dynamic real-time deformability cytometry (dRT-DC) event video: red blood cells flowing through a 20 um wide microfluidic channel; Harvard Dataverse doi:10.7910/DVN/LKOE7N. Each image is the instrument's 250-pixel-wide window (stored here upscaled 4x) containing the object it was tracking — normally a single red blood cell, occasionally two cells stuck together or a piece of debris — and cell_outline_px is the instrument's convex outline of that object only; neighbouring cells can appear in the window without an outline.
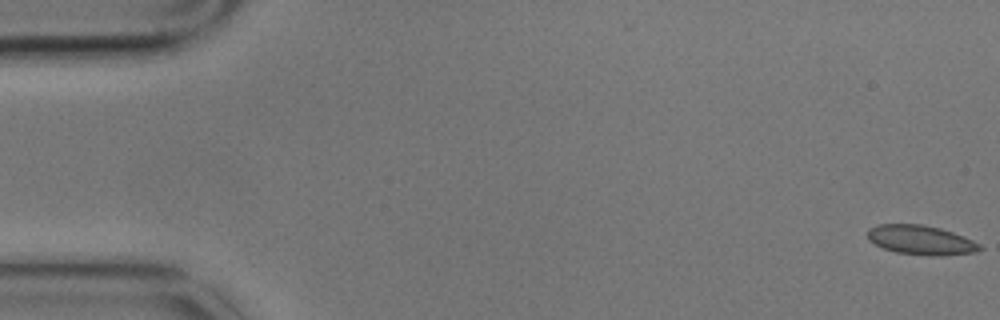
{"species": "common noctule bat (a hibernating species)", "species_latin": "Nyctalus noctula", "temperature_condition": "cold", "stored_images_in_passage": 5, "camera_frame_rate_fps": 3000, "um_per_image_px": 0.085, "animal": {"sex": "male", "body_mass_g": 17.9}, "frame": {"image": 1, "passage_image": 1, "time_ms": 0.0, "image_size_px": [1000, 320], "cell_outline_px": [[984, 248], [976, 252], [940, 256], [928, 256], [896, 252], [884, 248], [868, 240], [868, 228], [880, 224], [924, 224], [940, 228], [964, 236], [980, 244]], "centroid_in_image_um": [78.3, 20.4], "position_along_channel_um": 6.7, "area_um2": 19.31}}